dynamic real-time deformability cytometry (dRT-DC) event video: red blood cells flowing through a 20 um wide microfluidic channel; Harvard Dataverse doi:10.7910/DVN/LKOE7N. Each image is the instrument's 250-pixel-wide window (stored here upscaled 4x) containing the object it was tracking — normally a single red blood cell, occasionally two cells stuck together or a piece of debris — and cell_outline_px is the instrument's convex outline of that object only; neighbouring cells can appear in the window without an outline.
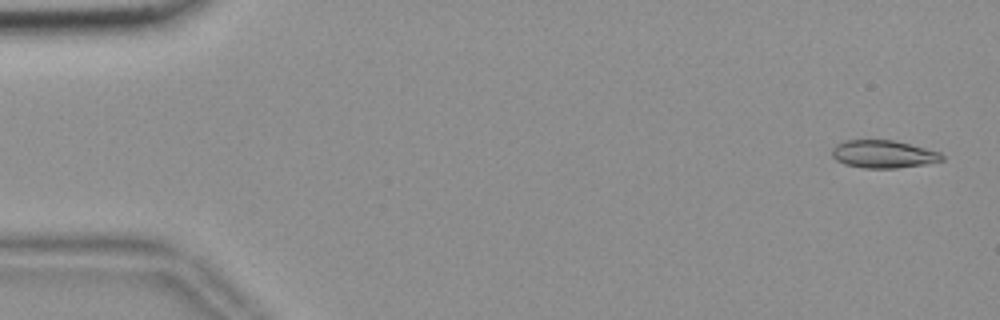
{"species": "common noctule bat (a hibernating species)", "species_latin": "Nyctalus noctula", "temperature_condition": "room temperature", "stored_images_in_passage": 56, "camera_frame_rate_fps": 3000, "um_per_image_px": 0.085, "animal": {"sex": "female", "body_mass_g": 18.4}, "frame": {"image": 1, "passage_image": 2, "time_ms": 0.333, "image_size_px": [1000, 320], "cell_outline_px": [[944, 160], [924, 164], [896, 168], [864, 168], [844, 164], [836, 160], [832, 156], [832, 148], [836, 144], [844, 140], [892, 140], [940, 152], [944, 156]], "centroid_in_image_um": [75.05, 13.1], "position_along_channel_um": 10.0, "area_um2": 17.69}}
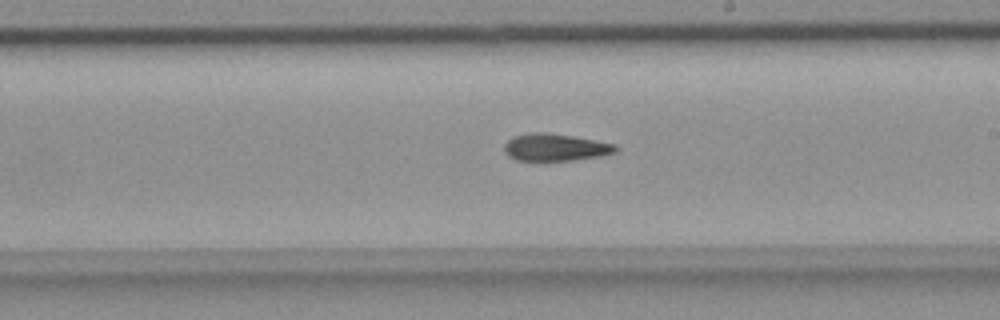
{"frame": {"image": 2, "passage_image": 32, "time_ms": 10.333, "image_size_px": [1000, 320], "cell_outline_px": [[620, 148], [616, 152], [600, 156], [572, 160], [516, 160], [508, 156], [504, 152], [504, 144], [512, 136], [532, 132], [544, 132], [572, 136], [616, 144]], "centroid_in_image_um": [47.19, 12.52], "position_along_channel_um": 241.8, "area_um2": 17.69}}
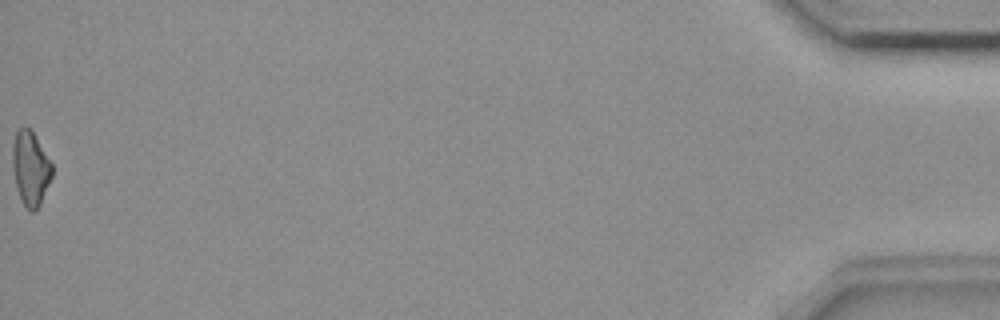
{"frame": {"image": 3, "passage_image": 56, "time_ms": 18.333, "image_size_px": [1000, 320], "cell_outline_px": [[52, 176], [40, 204], [32, 212], [24, 204], [16, 188], [12, 168], [12, 144], [16, 132], [20, 128], [28, 128], [32, 132], [52, 164]], "centroid_in_image_um": [2.57, 14.31], "position_along_channel_um": 432.6, "area_um2": 16.7}, "authors_computed_cell_mechanics": {"area_um2": 17.8602, "velocity_mm_per_s": 3.649, "shape_relaxation_time_tau1_ms": null, "shape_relaxation_time_tau2_ms": 6.8767, "deformation_change_tau1": null, "deformation_change_tau2": 0.1663}}